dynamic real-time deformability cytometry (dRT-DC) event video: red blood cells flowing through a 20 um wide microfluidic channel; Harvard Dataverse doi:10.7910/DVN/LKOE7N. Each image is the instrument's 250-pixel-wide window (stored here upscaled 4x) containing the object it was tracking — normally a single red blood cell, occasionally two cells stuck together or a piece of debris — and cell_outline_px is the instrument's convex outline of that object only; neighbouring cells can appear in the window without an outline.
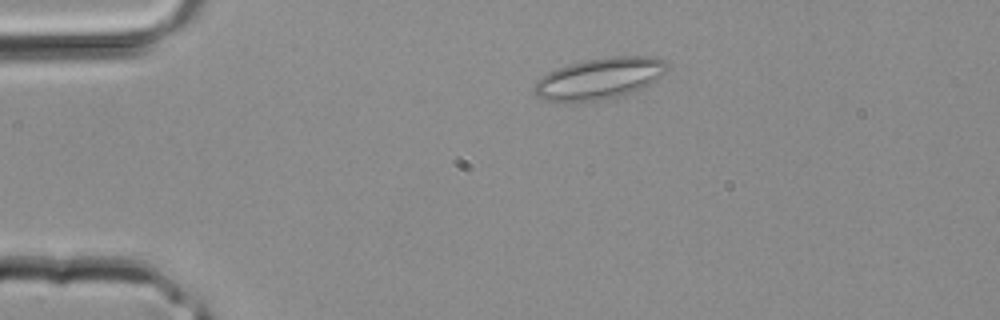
{"species": "common noctule bat (a hibernating species)", "species_latin": "Nyctalus noctula", "temperature_condition": "room temperature", "stored_images_in_passage": 4, "camera_frame_rate_fps": 3000, "um_per_image_px": 0.085, "animal": {"sex": "male", "body_mass_g": 20.4}, "frame": {"image": 1, "passage_image": 2, "time_ms": 0.333, "image_size_px": [1000, 320], "cell_outline_px": [[668, 68], [656, 80], [632, 92], [616, 96], [596, 100], [556, 104], [544, 100], [536, 96], [532, 88], [536, 80], [548, 72], [556, 68], [568, 64], [584, 60], [612, 56], [656, 56], [664, 60], [668, 64]], "centroid_in_image_um": [50.88, 6.68], "position_along_channel_um": 34.1, "area_um2": 32.37}}
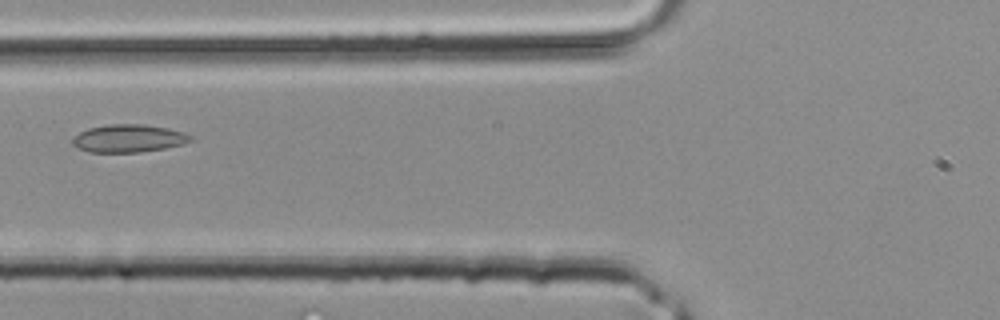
{"frame": {"image": 2, "passage_image": 4, "time_ms": 1.0, "image_size_px": [1000, 320], "cell_outline_px": [[192, 140], [184, 144], [164, 148], [140, 152], [88, 152], [76, 148], [72, 144], [72, 140], [80, 132], [88, 128], [112, 124], [144, 124], [168, 128], [184, 132], [192, 136]], "centroid_in_image_um": [10.94, 11.76], "position_along_channel_um": 114.9, "area_um2": 19.13}}